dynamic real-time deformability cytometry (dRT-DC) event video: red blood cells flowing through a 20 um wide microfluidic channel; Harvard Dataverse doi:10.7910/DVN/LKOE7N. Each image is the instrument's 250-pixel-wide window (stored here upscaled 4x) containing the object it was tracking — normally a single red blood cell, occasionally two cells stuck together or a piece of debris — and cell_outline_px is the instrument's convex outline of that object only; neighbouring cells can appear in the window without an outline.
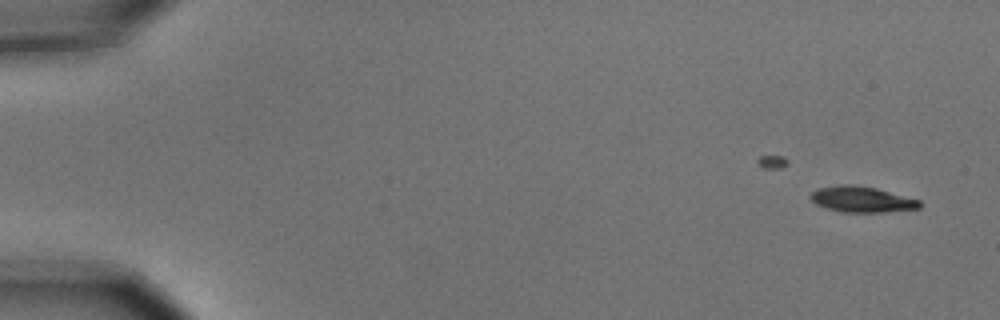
{"species": "common noctule bat (a hibernating species)", "species_latin": "Nyctalus noctula", "temperature_condition": "cold", "stored_images_in_passage": 2, "camera_frame_rate_fps": 3000, "um_per_image_px": 0.085, "animal": {"sex": "male", "body_mass_g": 15.6}, "frame": {"image": 1, "passage_image": 2, "time_ms": 0.333, "image_size_px": [1000, 320], "cell_outline_px": [[920, 208], [884, 212], [840, 212], [816, 204], [808, 196], [812, 192], [820, 188], [840, 184], [852, 184], [876, 188], [920, 200]], "centroid_in_image_um": [73.24, 16.94], "position_along_channel_um": 11.8, "area_um2": 16.3}}